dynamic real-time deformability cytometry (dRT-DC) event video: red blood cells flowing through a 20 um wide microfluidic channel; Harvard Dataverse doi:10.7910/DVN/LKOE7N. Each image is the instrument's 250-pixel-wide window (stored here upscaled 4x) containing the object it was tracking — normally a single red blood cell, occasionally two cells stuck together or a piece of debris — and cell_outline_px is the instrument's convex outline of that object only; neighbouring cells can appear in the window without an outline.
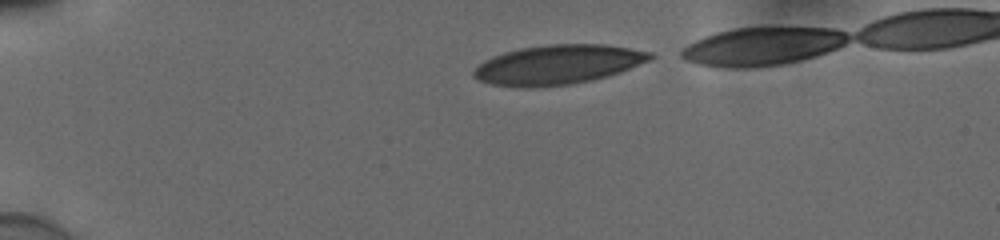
{"species": "human", "species_latin": "Homo sapiens", "temperature_condition": "cold", "stored_images_in_passage": 38, "camera_frame_rate_fps": 3000, "um_per_image_px": 0.085, "donor": {"sex": "male"}, "frame": {"image": 1, "passage_image": 1, "time_ms": 0.0, "image_size_px": [1000, 240], "cell_outline_px": [[656, 56], [648, 60], [620, 72], [608, 76], [568, 84], [532, 88], [520, 88], [492, 84], [480, 80], [472, 76], [472, 72], [484, 60], [492, 56], [504, 52], [520, 48], [548, 44], [604, 44], [652, 52]], "centroid_in_image_um": [47.39, 5.49], "position_along_channel_um": 37.6, "area_um2": 40.4}}
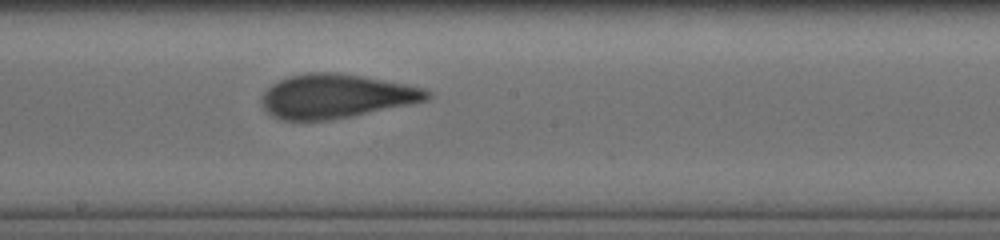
{"frame": {"image": 2, "passage_image": 20, "time_ms": 6.333, "image_size_px": [1000, 240], "cell_outline_px": [[432, 96], [428, 100], [328, 120], [280, 120], [272, 116], [264, 108], [260, 100], [264, 92], [272, 84], [288, 76], [308, 72], [336, 72], [360, 76], [404, 84], [424, 88], [432, 92]], "centroid_in_image_um": [28.52, 8.17], "position_along_channel_um": 219.7, "area_um2": 41.96}}
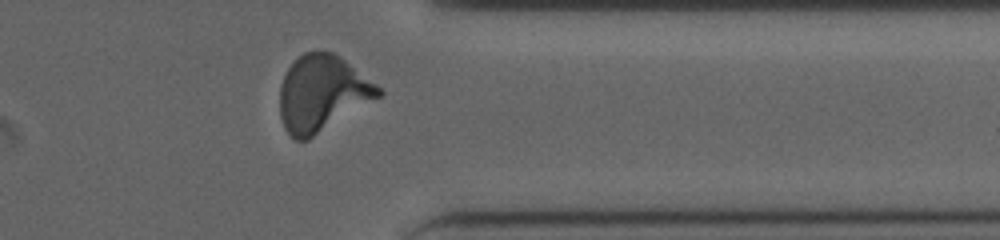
{"frame": {"image": 3, "passage_image": 33, "time_ms": 10.667, "image_size_px": [1000, 240], "cell_outline_px": [[384, 92], [380, 96], [308, 140], [296, 140], [284, 128], [280, 116], [280, 84], [288, 68], [304, 52], [320, 48], [332, 52], [340, 56], [376, 84]], "centroid_in_image_um": [27.36, 7.91], "position_along_channel_um": 384.0, "area_um2": 43.52}}